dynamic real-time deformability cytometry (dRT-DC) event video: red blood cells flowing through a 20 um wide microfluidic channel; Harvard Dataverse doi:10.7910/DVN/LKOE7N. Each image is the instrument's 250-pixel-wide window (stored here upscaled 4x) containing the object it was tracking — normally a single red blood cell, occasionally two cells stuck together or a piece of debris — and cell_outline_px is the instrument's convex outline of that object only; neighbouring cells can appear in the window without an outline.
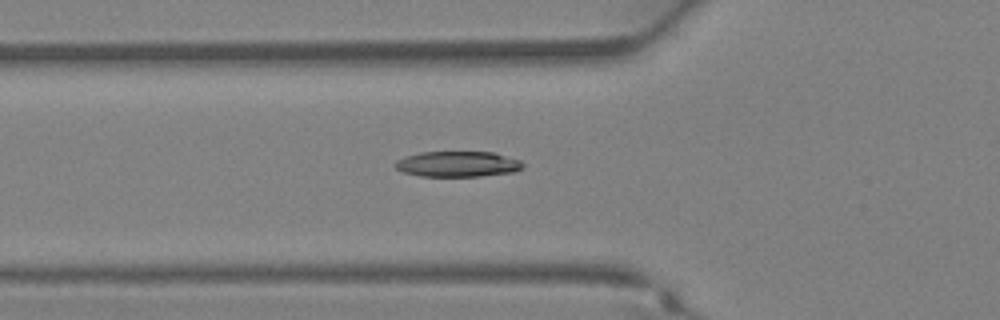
{"species": "Egyptian fruit bat (a non-hibernating species)", "species_latin": "Rousettus aegyptiacus", "temperature_condition": "warm", "stored_images_in_passage": 29, "camera_frame_rate_fps": 3000, "um_per_image_px": 0.085, "animal": {"sex": "female"}, "frame": {"image": 1, "passage_image": 7, "time_ms": 2.0, "image_size_px": [1000, 320], "cell_outline_px": [[524, 168], [512, 172], [480, 176], [420, 176], [404, 172], [396, 168], [392, 164], [396, 160], [404, 156], [420, 152], [492, 152], [520, 160], [524, 164]], "centroid_in_image_um": [38.87, 13.94], "position_along_channel_um": 86.9, "area_um2": 19.07}}
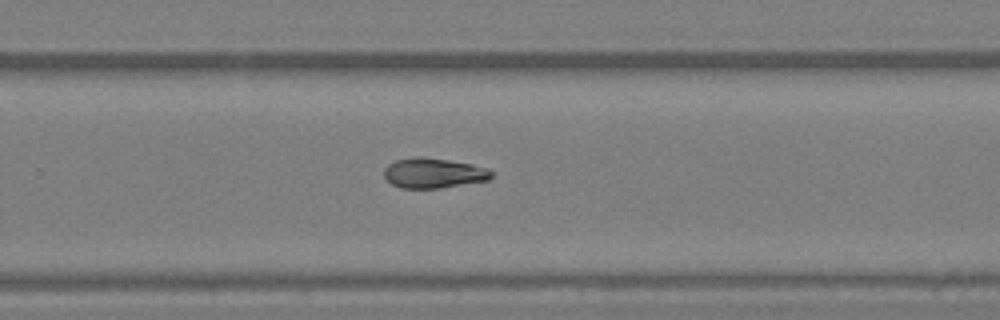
{"frame": {"image": 2, "passage_image": 18, "time_ms": 5.667, "image_size_px": [1000, 320], "cell_outline_px": [[492, 176], [488, 180], [440, 188], [400, 188], [392, 184], [384, 176], [384, 168], [388, 164], [396, 160], [448, 160], [472, 164], [488, 168], [492, 172]], "centroid_in_image_um": [36.88, 14.76], "position_along_channel_um": 292.9, "area_um2": 17.98}}
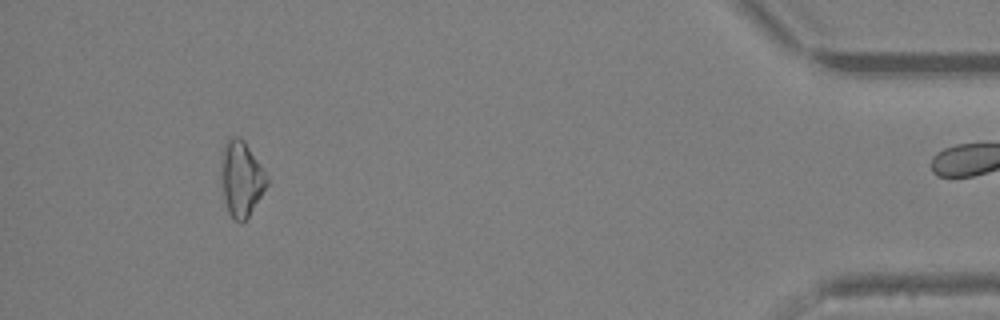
{"frame": {"image": 3, "passage_image": 28, "time_ms": 9.0, "image_size_px": [1000, 320], "cell_outline_px": [[268, 184], [248, 216], [240, 224], [232, 220], [228, 212], [224, 200], [220, 180], [220, 156], [224, 144], [232, 136], [236, 136], [244, 140], [264, 168], [268, 176]], "centroid_in_image_um": [20.48, 15.18], "position_along_channel_um": 414.7, "area_um2": 20.58}}